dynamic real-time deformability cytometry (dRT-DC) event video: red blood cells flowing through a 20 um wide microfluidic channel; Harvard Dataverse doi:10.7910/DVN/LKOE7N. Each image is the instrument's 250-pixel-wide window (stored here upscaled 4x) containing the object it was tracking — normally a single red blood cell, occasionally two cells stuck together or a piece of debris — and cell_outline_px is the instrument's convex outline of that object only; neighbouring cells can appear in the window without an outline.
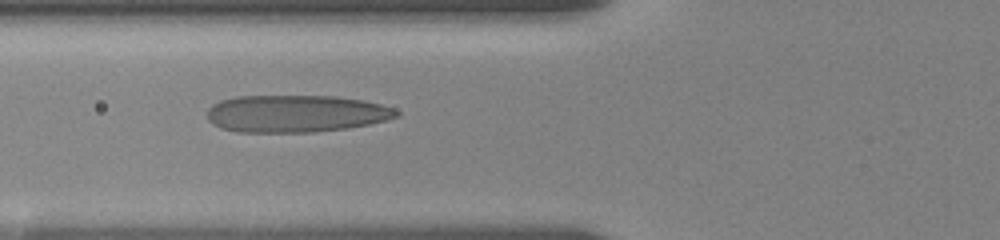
{"species": "human", "species_latin": "Homo sapiens", "temperature_condition": "room temperature", "stored_images_in_passage": 30, "camera_frame_rate_fps": 3000, "um_per_image_px": 0.085, "donor": {"sex": "female"}, "frame": {"image": 1, "passage_image": 6, "time_ms": 2.333, "image_size_px": [1000, 240], "cell_outline_px": [[400, 116], [388, 120], [348, 128], [312, 132], [240, 132], [220, 128], [212, 124], [208, 120], [208, 108], [212, 104], [220, 100], [236, 96], [336, 96], [364, 100], [380, 104], [392, 108], [400, 112]], "centroid_in_image_um": [25.14, 9.65], "position_along_channel_um": 100.7, "area_um2": 41.33}}
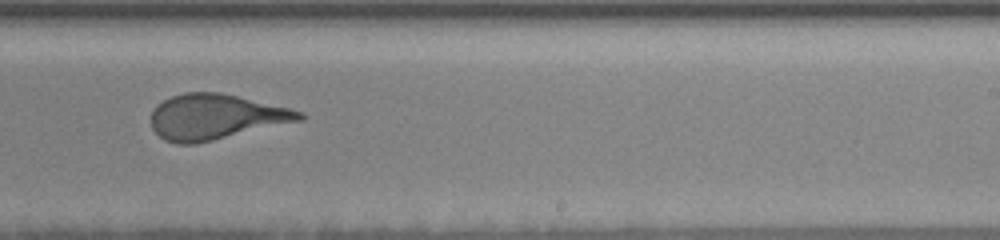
{"frame": {"image": 2, "passage_image": 16, "time_ms": 7.0, "image_size_px": [1000, 240], "cell_outline_px": [[308, 116], [304, 120], [196, 144], [176, 144], [164, 140], [152, 128], [152, 108], [156, 104], [172, 96], [184, 92], [220, 92], [288, 108], [304, 112]], "centroid_in_image_um": [18.34, 9.94], "position_along_channel_um": 270.7, "area_um2": 39.3}}
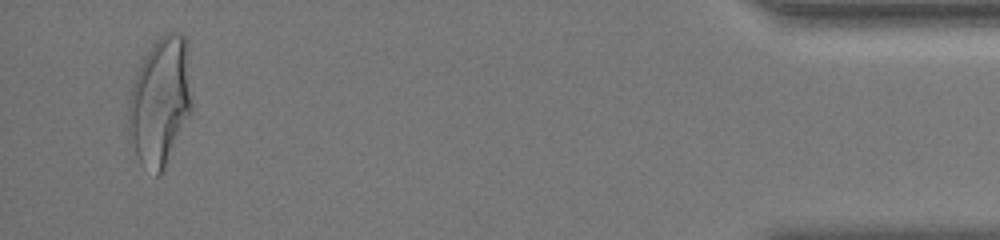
{"frame": {"image": 3, "passage_image": 29, "time_ms": 13.0, "image_size_px": [1000, 240], "cell_outline_px": [[192, 104], [164, 172], [160, 176], [156, 176], [140, 164], [128, 140], [128, 100], [140, 64], [144, 56], [156, 40], [164, 32], [180, 32], [184, 36], [188, 48]], "centroid_in_image_um": [13.59, 8.64], "position_along_channel_um": 421.6, "area_um2": 47.69}}